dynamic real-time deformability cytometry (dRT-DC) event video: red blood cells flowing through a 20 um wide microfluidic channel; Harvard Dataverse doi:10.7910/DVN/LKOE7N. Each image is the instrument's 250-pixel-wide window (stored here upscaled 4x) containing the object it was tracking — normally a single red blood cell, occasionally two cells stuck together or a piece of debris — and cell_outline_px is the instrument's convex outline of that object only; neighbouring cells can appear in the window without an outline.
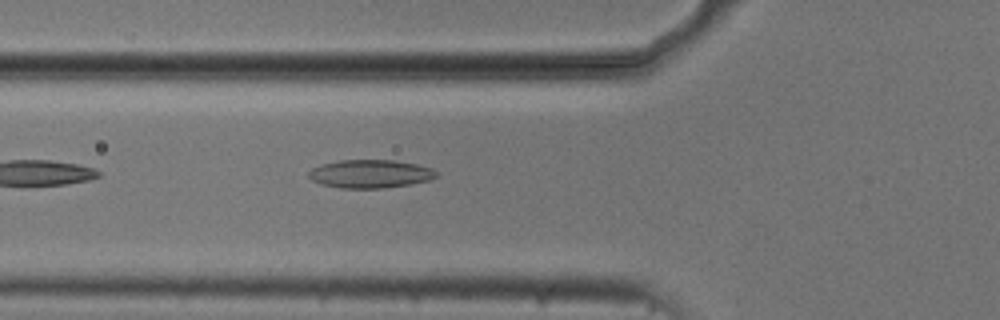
{"species": "common noctule bat (a hibernating species)", "species_latin": "Nyctalus noctula", "temperature_condition": "cold", "stored_images_in_passage": 32, "camera_frame_rate_fps": 3000, "um_per_image_px": 0.085, "animal": {"sex": "male", "body_mass_g": 20.5, "forearm_length_mm": 52.5}, "frame": {"image": 1, "passage_image": 3, "time_ms": 0.667, "image_size_px": [1000, 320], "cell_outline_px": [[440, 176], [428, 180], [412, 184], [384, 188], [340, 188], [320, 184], [312, 180], [308, 176], [308, 172], [312, 168], [324, 164], [340, 160], [392, 160], [416, 164], [432, 168]], "centroid_in_image_um": [31.48, 14.78], "position_along_channel_um": 94.3, "area_um2": 21.04}}
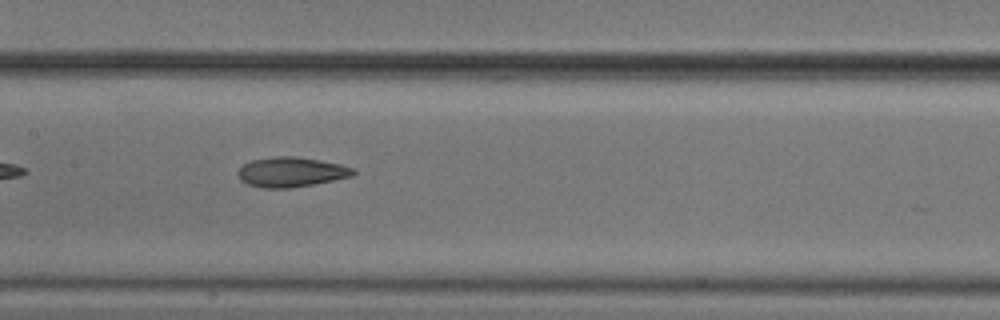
{"frame": {"image": 2, "passage_image": 10, "time_ms": 3.0, "image_size_px": [1000, 320], "cell_outline_px": [[356, 172], [352, 176], [312, 184], [288, 188], [260, 188], [248, 184], [240, 180], [240, 168], [244, 164], [252, 160], [276, 156], [296, 156], [320, 160], [340, 164], [356, 168]], "centroid_in_image_um": [24.78, 14.62], "position_along_channel_um": 182.6, "area_um2": 19.88}}
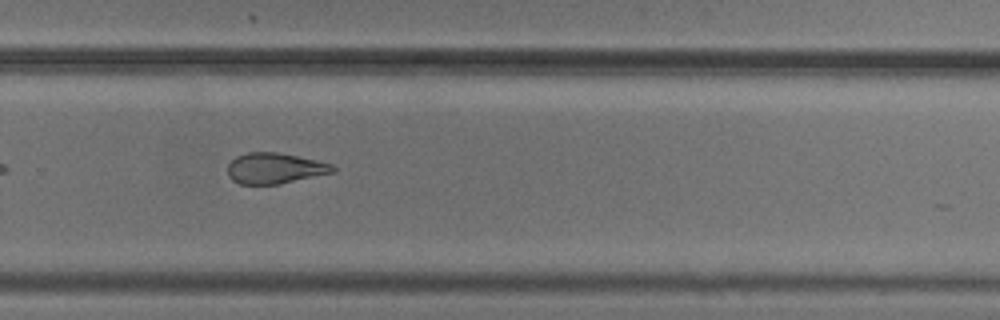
{"frame": {"image": 3, "passage_image": 20, "time_ms": 6.333, "image_size_px": [1000, 320], "cell_outline_px": [[336, 172], [280, 184], [240, 184], [232, 180], [228, 176], [228, 164], [236, 156], [248, 152], [276, 152], [296, 156], [332, 164], [336, 168]], "centroid_in_image_um": [23.35, 14.31], "position_along_channel_um": 306.4, "area_um2": 18.84}, "authors_computed_cell_mechanics": {"area_um2": 19.8832, "velocity_mm_per_s": 3.7343, "shape_relaxation_time_tau1_ms": 7.2839, "shape_relaxation_time_tau2_ms": 3.8426, "deformation_change_tau1": 0.1366, "deformation_change_tau2": 0.1209}}